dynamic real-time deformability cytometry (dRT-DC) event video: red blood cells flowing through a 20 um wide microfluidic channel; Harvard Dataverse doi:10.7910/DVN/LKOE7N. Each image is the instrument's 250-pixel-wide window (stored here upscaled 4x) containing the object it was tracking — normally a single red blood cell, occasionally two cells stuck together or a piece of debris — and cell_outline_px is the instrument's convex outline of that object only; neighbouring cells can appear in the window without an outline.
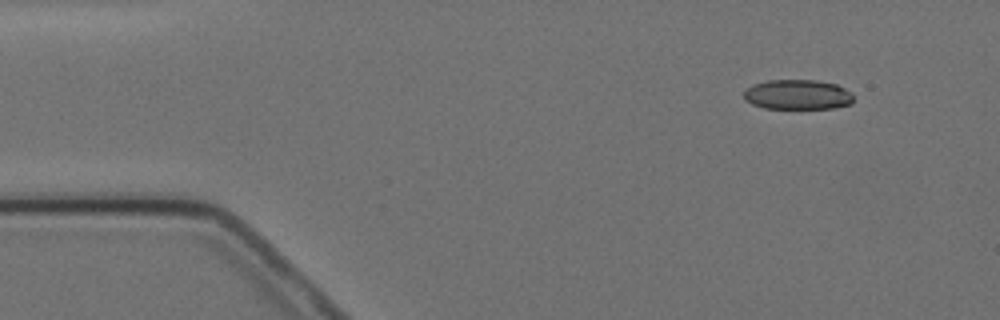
{"species": "Egyptian fruit bat (a non-hibernating species)", "species_latin": "Rousettus aegyptiacus", "temperature_condition": "cold", "stored_images_in_passage": 3, "camera_frame_rate_fps": 3000, "um_per_image_px": 0.085, "animal": {"sex": "female"}, "frame": {"image": 1, "passage_image": 3, "time_ms": 2.667, "image_size_px": [1000, 320], "cell_outline_px": [[852, 104], [836, 108], [764, 108], [752, 104], [744, 100], [744, 92], [752, 84], [768, 80], [816, 80], [836, 84], [852, 92]], "centroid_in_image_um": [67.8, 8.04], "position_along_channel_um": 17.2, "area_um2": 19.19}}